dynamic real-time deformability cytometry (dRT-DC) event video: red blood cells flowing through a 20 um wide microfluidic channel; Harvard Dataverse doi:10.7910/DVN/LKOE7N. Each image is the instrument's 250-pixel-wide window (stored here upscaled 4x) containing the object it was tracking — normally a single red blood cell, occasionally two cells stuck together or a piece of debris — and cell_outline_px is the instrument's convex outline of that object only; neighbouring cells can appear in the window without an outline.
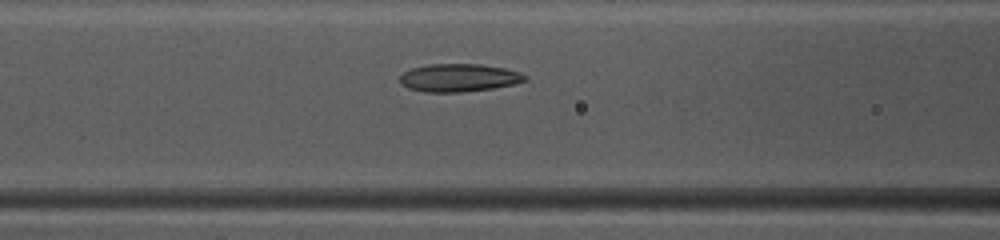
{"species": "common noctule bat (a hibernating species)", "species_latin": "Nyctalus noctula", "temperature_condition": "warm", "stored_images_in_passage": 45, "camera_frame_rate_fps": 3000, "um_per_image_px": 0.085, "animal": {"sex": "female", "body_mass_g": 10.0, "forearm_length_mm": 53.1}, "frame": {"image": 1, "passage_image": 21, "time_ms": 6.667, "image_size_px": [1000, 240], "cell_outline_px": [[528, 80], [512, 84], [492, 88], [460, 92], [424, 92], [408, 88], [400, 84], [400, 76], [404, 72], [412, 68], [428, 64], [480, 64], [504, 68], [520, 72], [528, 76]], "centroid_in_image_um": [39.0, 6.61], "position_along_channel_um": 127.6, "area_um2": 20.35}}
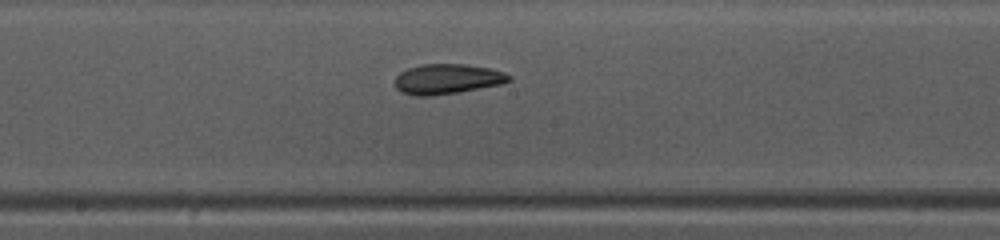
{"frame": {"image": 2, "passage_image": 27, "time_ms": 8.667, "image_size_px": [1000, 240], "cell_outline_px": [[512, 80], [500, 84], [456, 92], [432, 96], [412, 96], [400, 92], [396, 88], [396, 76], [400, 72], [408, 68], [420, 64], [464, 64], [488, 68], [504, 72], [512, 76]], "centroid_in_image_um": [37.98, 6.72], "position_along_channel_um": 210.2, "area_um2": 19.94}}
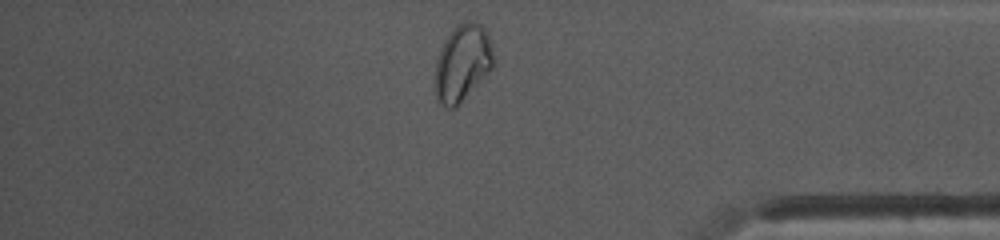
{"frame": {"image": 3, "passage_image": 42, "time_ms": 13.667, "image_size_px": [1000, 240], "cell_outline_px": [[492, 68], [460, 104], [456, 108], [448, 108], [440, 104], [436, 100], [432, 84], [436, 60], [440, 48], [444, 40], [452, 28], [456, 24], [468, 20], [472, 20], [480, 24], [488, 32], [492, 48]], "centroid_in_image_um": [39.24, 5.36], "position_along_channel_um": 396.0, "area_um2": 26.76}, "authors_computed_cell_mechanics": {"area_um2": 21.6172, "velocity_mm_per_s": 4.1154, "shape_relaxation_time_tau1_ms": 6.899, "shape_relaxation_time_tau2_ms": 1.5335, "deformation_change_tau1": 0.1575, "deformation_change_tau2": 0.0556}}